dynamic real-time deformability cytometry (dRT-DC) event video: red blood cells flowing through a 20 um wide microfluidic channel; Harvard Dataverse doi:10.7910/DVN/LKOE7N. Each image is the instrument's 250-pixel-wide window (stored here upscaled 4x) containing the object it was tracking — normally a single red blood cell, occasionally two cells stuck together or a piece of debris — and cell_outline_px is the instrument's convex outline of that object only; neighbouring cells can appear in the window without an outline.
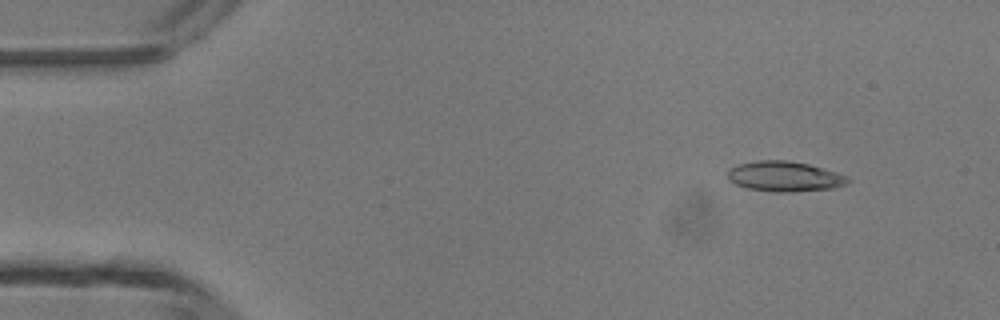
{"species": "common noctule bat (a hibernating species)", "species_latin": "Nyctalus noctula", "temperature_condition": "room temperature", "stored_images_in_passage": 46, "camera_frame_rate_fps": 3000, "um_per_image_px": 0.085, "animal": {"sex": "male", "body_mass_g": 13.3}, "frame": {"image": 1, "passage_image": 5, "time_ms": 1.333, "image_size_px": [1000, 320], "cell_outline_px": [[852, 180], [848, 184], [836, 188], [792, 192], [776, 192], [748, 188], [736, 184], [728, 180], [728, 172], [732, 168], [740, 164], [756, 160], [788, 160], [808, 164], [836, 172], [848, 176]], "centroid_in_image_um": [66.75, 15.0], "position_along_channel_um": 18.2, "area_um2": 21.21}}
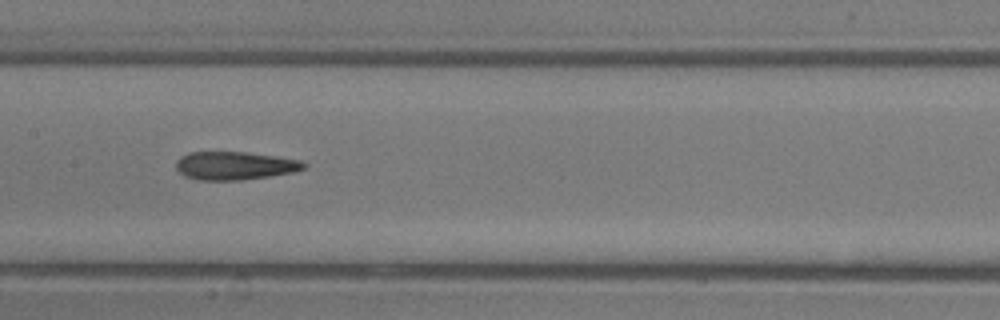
{"frame": {"image": 2, "passage_image": 23, "time_ms": 7.333, "image_size_px": [1000, 320], "cell_outline_px": [[308, 168], [296, 172], [240, 180], [196, 180], [184, 176], [176, 168], [176, 160], [180, 156], [188, 152], [248, 152], [276, 156], [300, 160], [308, 164]], "centroid_in_image_um": [19.98, 14.08], "position_along_channel_um": 187.4, "area_um2": 21.27}}
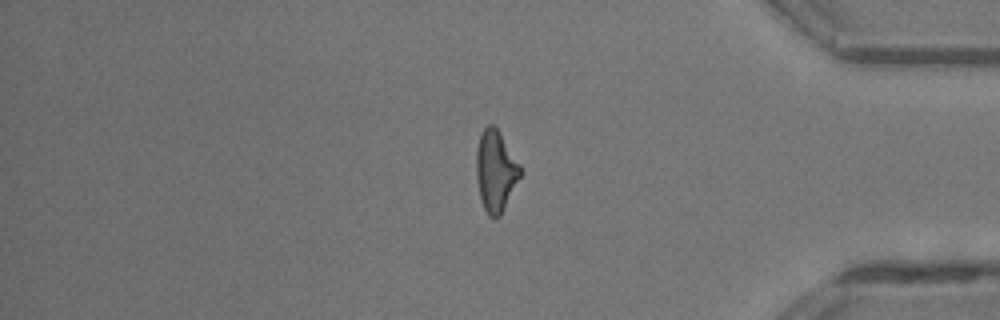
{"frame": {"image": 3, "passage_image": 39, "time_ms": 12.667, "image_size_px": [1000, 320], "cell_outline_px": [[520, 176], [500, 216], [496, 220], [488, 216], [484, 208], [480, 196], [476, 176], [476, 148], [480, 136], [484, 128], [488, 124], [492, 124], [500, 132], [520, 164]], "centroid_in_image_um": [42.11, 14.53], "position_along_channel_um": 393.1, "area_um2": 20.63}, "authors_computed_cell_mechanics": {"area_um2": 21.0103, "velocity_mm_per_s": 4.3822, "shape_relaxation_time_tau1_ms": 5.0796, "shape_relaxation_time_tau2_ms": 2.4053, "deformation_change_tau1": 0.1929, "deformation_change_tau2": 0.1433}}